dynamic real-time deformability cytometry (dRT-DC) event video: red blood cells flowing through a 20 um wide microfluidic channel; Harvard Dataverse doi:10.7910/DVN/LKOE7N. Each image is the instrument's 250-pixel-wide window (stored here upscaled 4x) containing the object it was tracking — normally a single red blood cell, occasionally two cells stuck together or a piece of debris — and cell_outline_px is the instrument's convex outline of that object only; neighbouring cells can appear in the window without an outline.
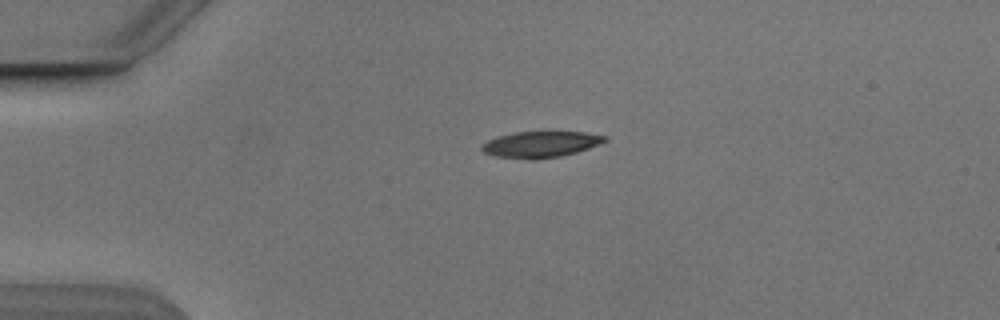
{"species": "Egyptian fruit bat (a non-hibernating species)", "species_latin": "Rousettus aegyptiacus", "temperature_condition": "cold", "stored_images_in_passage": 2, "camera_frame_rate_fps": 3000, "um_per_image_px": 0.085, "animal": {"sex": "male"}, "frame": {"image": 1, "passage_image": 1, "time_ms": 0.0, "image_size_px": [1000, 320], "cell_outline_px": [[608, 140], [588, 148], [576, 152], [560, 156], [536, 160], [528, 160], [496, 156], [484, 152], [480, 148], [488, 140], [500, 136], [516, 132], [584, 132], [608, 136]], "centroid_in_image_um": [45.97, 12.28], "position_along_channel_um": 39.0, "area_um2": 18.61}}